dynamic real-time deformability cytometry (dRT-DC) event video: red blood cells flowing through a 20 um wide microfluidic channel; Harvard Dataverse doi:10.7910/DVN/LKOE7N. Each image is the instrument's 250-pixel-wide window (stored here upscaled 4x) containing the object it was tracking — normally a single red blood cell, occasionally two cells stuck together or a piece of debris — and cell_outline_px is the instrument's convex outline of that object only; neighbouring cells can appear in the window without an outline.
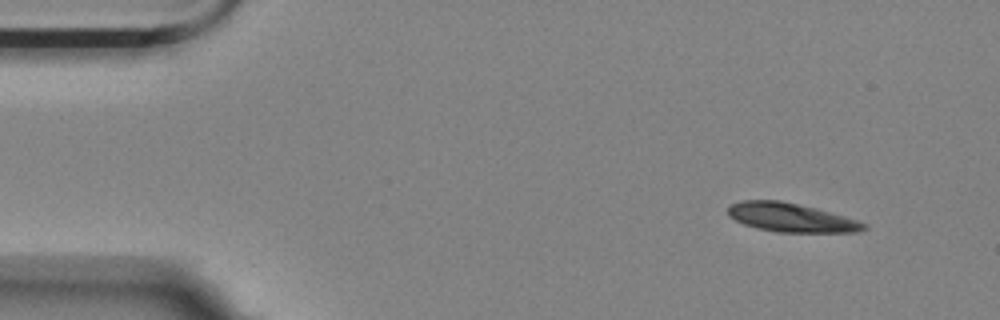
{"species": "Egyptian fruit bat (a non-hibernating species)", "species_latin": "Rousettus aegyptiacus", "temperature_condition": "room temperature", "stored_images_in_passage": 3, "camera_frame_rate_fps": 3000, "um_per_image_px": 0.085, "animal": {"sex": "female"}, "frame": {"image": 1, "passage_image": 1, "time_ms": 0.0, "image_size_px": [1000, 320], "cell_outline_px": [[868, 228], [860, 232], [776, 232], [756, 228], [744, 224], [728, 216], [728, 208], [732, 204], [740, 200], [780, 200], [816, 208], [844, 216], [868, 224]], "centroid_in_image_um": [67.24, 18.49], "position_along_channel_um": 17.8, "area_um2": 22.83}}